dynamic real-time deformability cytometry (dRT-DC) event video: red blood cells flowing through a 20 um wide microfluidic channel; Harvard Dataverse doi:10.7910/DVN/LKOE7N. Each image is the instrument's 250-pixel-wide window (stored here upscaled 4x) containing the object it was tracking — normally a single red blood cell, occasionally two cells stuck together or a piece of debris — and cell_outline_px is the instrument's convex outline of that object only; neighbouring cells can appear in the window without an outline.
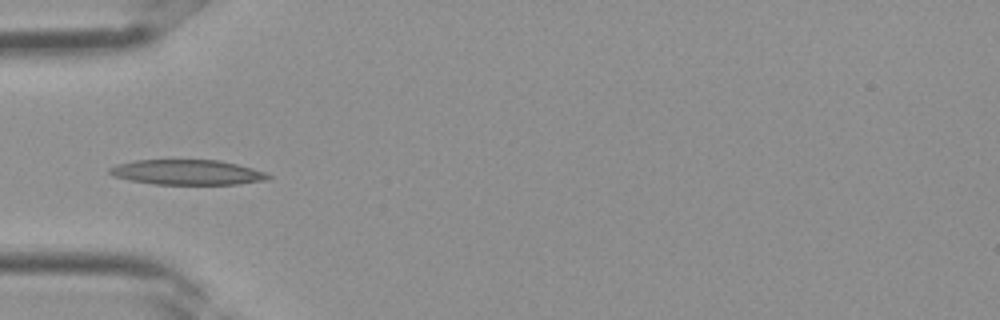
{"species": "Egyptian fruit bat (a non-hibernating species)", "species_latin": "Rousettus aegyptiacus", "temperature_condition": "room temperature", "stored_images_in_passage": 4, "camera_frame_rate_fps": 3000, "um_per_image_px": 0.085, "frame": {"image": 1, "passage_image": 4, "time_ms": 1.0, "image_size_px": [1000, 320], "cell_outline_px": [[272, 176], [268, 180], [236, 184], [156, 184], [128, 180], [112, 176], [108, 172], [108, 168], [120, 164], [136, 160], [220, 160], [268, 172]], "centroid_in_image_um": [15.94, 14.64], "position_along_channel_um": 69.1, "area_um2": 23.18}}